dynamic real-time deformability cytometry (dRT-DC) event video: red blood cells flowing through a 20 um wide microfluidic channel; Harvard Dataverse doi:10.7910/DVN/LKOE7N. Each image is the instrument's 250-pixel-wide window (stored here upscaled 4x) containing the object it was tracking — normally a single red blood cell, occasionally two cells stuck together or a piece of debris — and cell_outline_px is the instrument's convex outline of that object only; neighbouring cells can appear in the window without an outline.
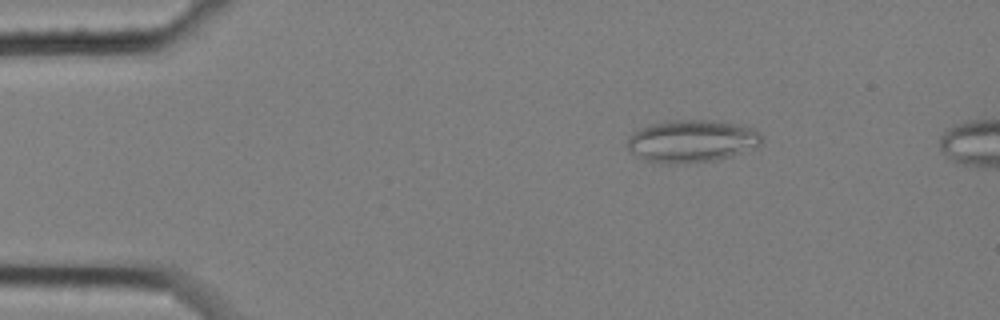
{"species": "common noctule bat (a hibernating species)", "species_latin": "Nyctalus noctula", "temperature_condition": "cold", "stored_images_in_passage": 9, "camera_frame_rate_fps": 3000, "um_per_image_px": 0.085, "animal": {"sex": "female", "body_mass_g": 25.1}, "frame": {"image": 1, "passage_image": 2, "time_ms": 0.333, "image_size_px": [1000, 320], "cell_outline_px": [[764, 136], [760, 144], [756, 148], [732, 156], [716, 160], [648, 160], [636, 156], [628, 148], [628, 136], [632, 132], [640, 128], [672, 120], [708, 120], [736, 124], [752, 128], [760, 132]], "centroid_in_image_um": [58.88, 11.94], "position_along_channel_um": 26.1, "area_um2": 32.08}}
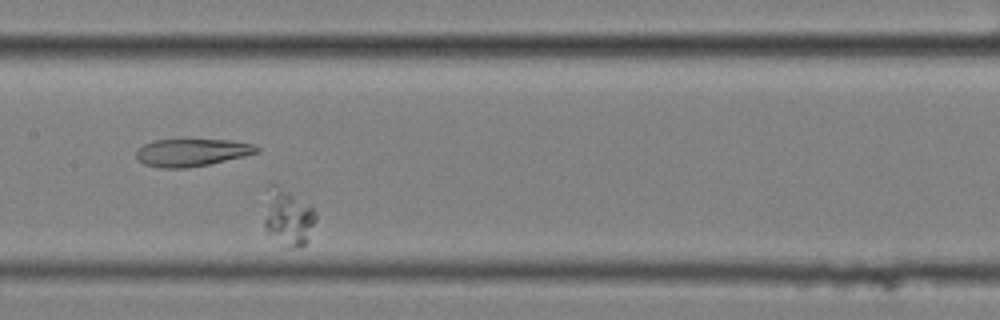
{"frame": {"image": 2, "passage_image": 8, "time_ms": 2.333, "image_size_px": [1000, 320], "cell_outline_px": [[316, 220], [308, 240], [300, 248], [284, 248], [264, 228], [264, 188], [272, 180], [308, 204], [316, 212]], "centroid_in_image_um": [24.42, 18.42], "position_along_channel_um": 183.0, "area_um2": 17.86}}
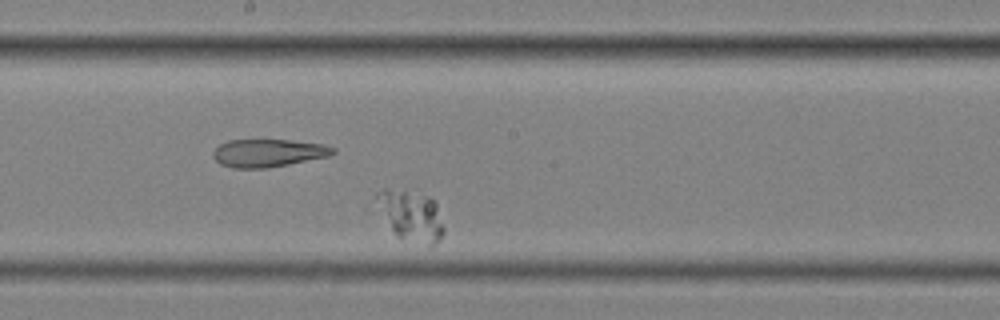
{"frame": {"image": 3, "passage_image": 9, "time_ms": 2.667, "image_size_px": [1000, 320], "cell_outline_px": [[444, 232], [440, 240], [432, 248], [400, 236], [368, 212], [364, 208], [376, 192], [384, 188], [428, 196], [436, 204], [444, 228]], "centroid_in_image_um": [34.68, 18.32], "position_along_channel_um": 213.5, "area_um2": 21.33}}